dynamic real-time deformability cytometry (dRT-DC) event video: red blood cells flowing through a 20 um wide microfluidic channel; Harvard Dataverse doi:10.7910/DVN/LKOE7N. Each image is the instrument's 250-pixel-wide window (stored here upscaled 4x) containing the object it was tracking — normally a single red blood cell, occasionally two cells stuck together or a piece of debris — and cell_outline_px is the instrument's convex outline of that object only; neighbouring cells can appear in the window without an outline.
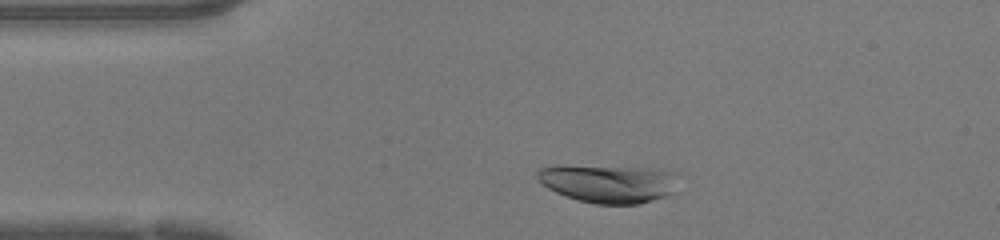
{"species": "human", "species_latin": "Homo sapiens", "temperature_condition": "warm", "stored_images_in_passage": 33, "camera_frame_rate_fps": 3000, "um_per_image_px": 0.085, "donor": {"sex": "female"}, "frame": {"image": 1, "passage_image": 4, "time_ms": 1.0, "image_size_px": [1000, 240], "cell_outline_px": [[672, 192], [664, 196], [640, 204], [596, 204], [576, 200], [556, 192], [548, 188], [536, 176], [536, 168], [556, 164], [564, 164], [660, 168], [672, 172]], "centroid_in_image_um": [51.59, 15.56], "position_along_channel_um": 33.4, "area_um2": 31.67}}
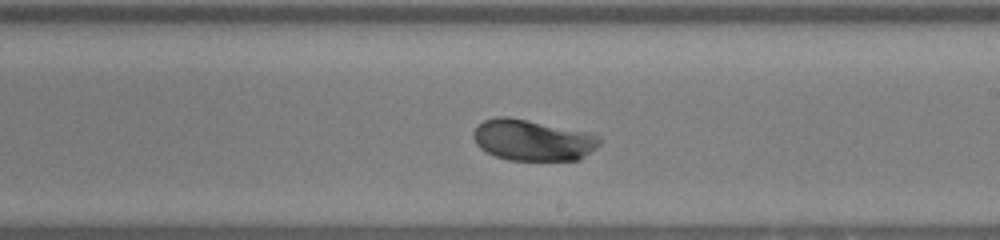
{"frame": {"image": 2, "passage_image": 21, "time_ms": 6.667, "image_size_px": [1000, 240], "cell_outline_px": [[600, 144], [596, 148], [580, 160], [508, 160], [496, 156], [480, 148], [476, 144], [472, 136], [472, 132], [476, 124], [484, 120], [496, 116], [508, 116], [588, 132], [600, 136]], "centroid_in_image_um": [45.25, 11.9], "position_along_channel_um": 243.7, "area_um2": 30.46}}
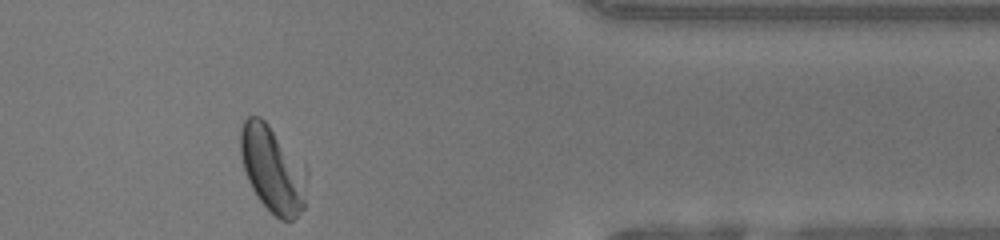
{"frame": {"image": 3, "passage_image": 33, "time_ms": 10.667, "image_size_px": [1000, 240], "cell_outline_px": [[304, 208], [292, 220], [280, 220], [256, 196], [248, 180], [244, 168], [240, 152], [240, 132], [244, 120], [248, 116], [260, 116], [268, 124], [276, 140], [304, 200]], "centroid_in_image_um": [22.86, 14.44], "position_along_channel_um": 388.5, "area_um2": 28.15}, "authors_computed_cell_mechanics": {"area_um2": 30.634, "velocity_mm_per_s": 4.2404, "shape_relaxation_time_tau1_ms": 1.8313, "shape_relaxation_time_tau2_ms": null, "deformation_change_tau1": 0.1318, "deformation_change_tau2": null}}